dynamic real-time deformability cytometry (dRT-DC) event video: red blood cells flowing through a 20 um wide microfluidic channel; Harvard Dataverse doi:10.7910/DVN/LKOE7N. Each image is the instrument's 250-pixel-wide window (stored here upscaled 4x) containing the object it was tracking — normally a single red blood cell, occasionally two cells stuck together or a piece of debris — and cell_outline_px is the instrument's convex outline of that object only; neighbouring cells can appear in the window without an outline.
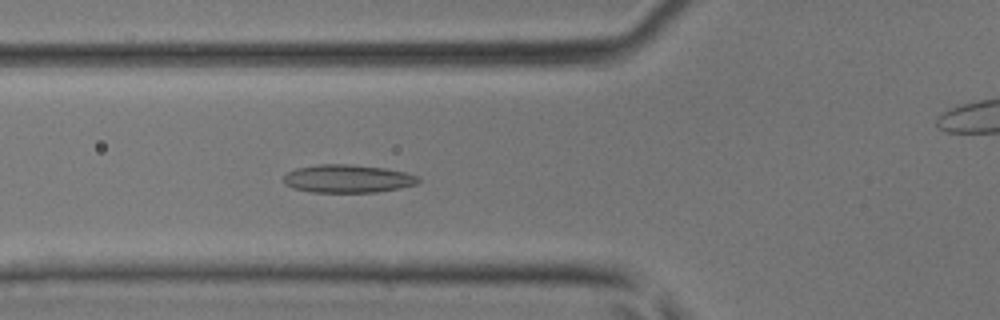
{"species": "common noctule bat (a hibernating species)", "species_latin": "Nyctalus noctula", "temperature_condition": "room temperature", "stored_images_in_passage": 45, "camera_frame_rate_fps": 3000, "um_per_image_px": 0.085, "animal": {"sex": "male", "body_mass_g": 17.9, "forearm_length_mm": 54.2}, "frame": {"image": 1, "passage_image": 17, "time_ms": 5.333, "image_size_px": [1000, 320], "cell_outline_px": [[420, 180], [416, 184], [400, 188], [376, 192], [312, 192], [292, 188], [284, 184], [284, 176], [288, 172], [296, 168], [316, 164], [348, 164], [384, 168], [404, 172], [420, 176]], "centroid_in_image_um": [29.54, 15.19], "position_along_channel_um": 96.3, "area_um2": 22.08}}
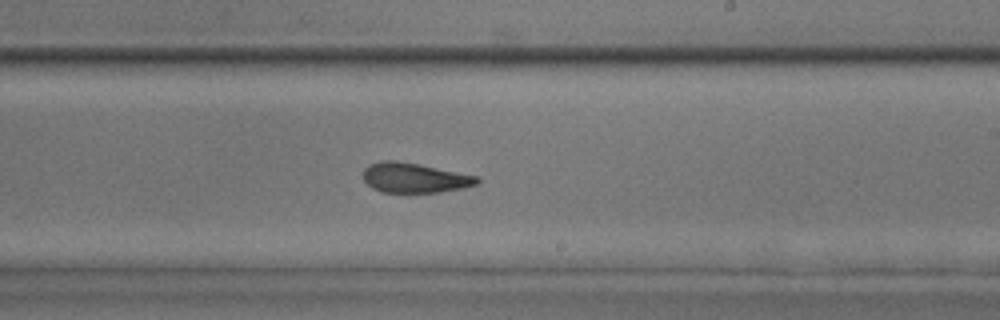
{"frame": {"image": 2, "passage_image": 27, "time_ms": 8.667, "image_size_px": [1000, 320], "cell_outline_px": [[480, 180], [476, 184], [460, 188], [436, 192], [380, 192], [372, 188], [364, 180], [364, 168], [368, 164], [384, 160], [396, 160], [480, 176]], "centroid_in_image_um": [35.21, 15.1], "position_along_channel_um": 253.8, "area_um2": 19.65}}
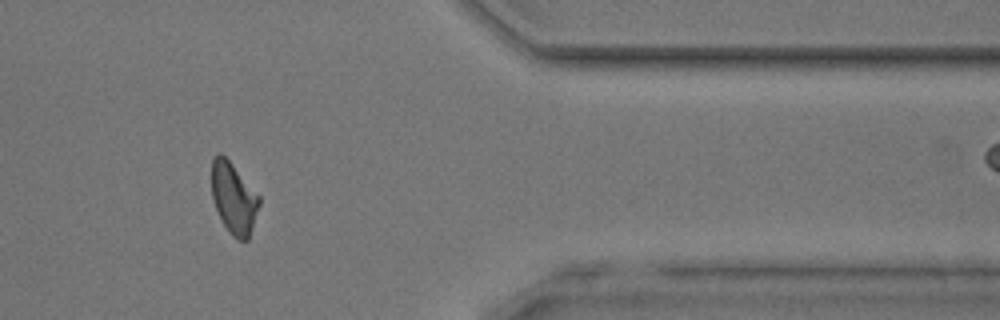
{"frame": {"image": 3, "passage_image": 37, "time_ms": 12.0, "image_size_px": [1000, 320], "cell_outline_px": [[260, 204], [248, 240], [240, 240], [232, 236], [228, 232], [212, 200], [212, 160], [220, 152], [232, 164], [260, 196]], "centroid_in_image_um": [19.87, 16.86], "position_along_channel_um": 391.5, "area_um2": 19.48}}